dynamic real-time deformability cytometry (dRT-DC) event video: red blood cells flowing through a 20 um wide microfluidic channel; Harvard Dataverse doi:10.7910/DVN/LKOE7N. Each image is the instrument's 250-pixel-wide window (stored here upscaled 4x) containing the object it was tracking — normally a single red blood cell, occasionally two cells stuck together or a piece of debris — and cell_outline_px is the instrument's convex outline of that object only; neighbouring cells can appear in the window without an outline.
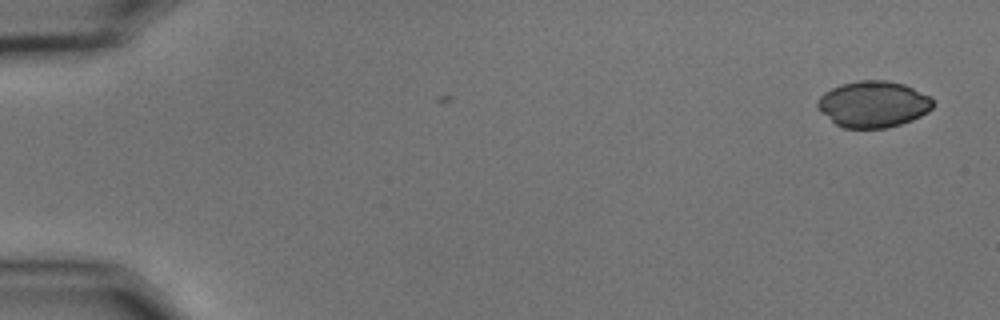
{"species": "common noctule bat (a hibernating species)", "species_latin": "Nyctalus noctula", "temperature_condition": "cold", "stored_images_in_passage": 3, "camera_frame_rate_fps": 3000, "um_per_image_px": 0.085, "animal": {"sex": "male", "body_mass_g": 15.6}, "frame": {"image": 1, "passage_image": 3, "time_ms": 0.667, "image_size_px": [1000, 320], "cell_outline_px": [[936, 104], [928, 112], [912, 120], [888, 128], [844, 128], [836, 124], [816, 108], [816, 100], [824, 92], [840, 84], [860, 80], [888, 80], [904, 84], [928, 96]], "centroid_in_image_um": [74.21, 8.85], "position_along_channel_um": 10.8, "area_um2": 31.27}}